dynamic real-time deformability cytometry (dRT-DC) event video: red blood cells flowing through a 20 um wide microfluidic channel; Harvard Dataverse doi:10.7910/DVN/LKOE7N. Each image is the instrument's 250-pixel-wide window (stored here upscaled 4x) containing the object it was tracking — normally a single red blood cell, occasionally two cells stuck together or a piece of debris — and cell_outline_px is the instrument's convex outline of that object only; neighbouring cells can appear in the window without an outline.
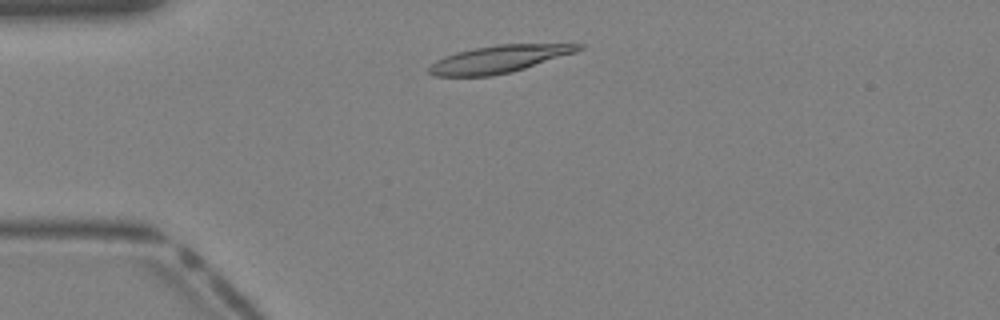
{"species": "Egyptian fruit bat (a non-hibernating species)", "species_latin": "Rousettus aegyptiacus", "temperature_condition": "warm", "stored_images_in_passage": 34, "camera_frame_rate_fps": 3000, "um_per_image_px": 0.085, "animal": {"sex": "female"}, "frame": {"image": 1, "passage_image": 4, "time_ms": 1.0, "image_size_px": [1000, 320], "cell_outline_px": [[584, 48], [576, 52], [512, 72], [492, 76], [432, 76], [428, 72], [428, 68], [436, 60], [444, 56], [456, 52], [476, 48], [500, 44], [584, 44]], "centroid_in_image_um": [42.4, 5.03], "position_along_channel_um": 42.6, "area_um2": 23.7}}
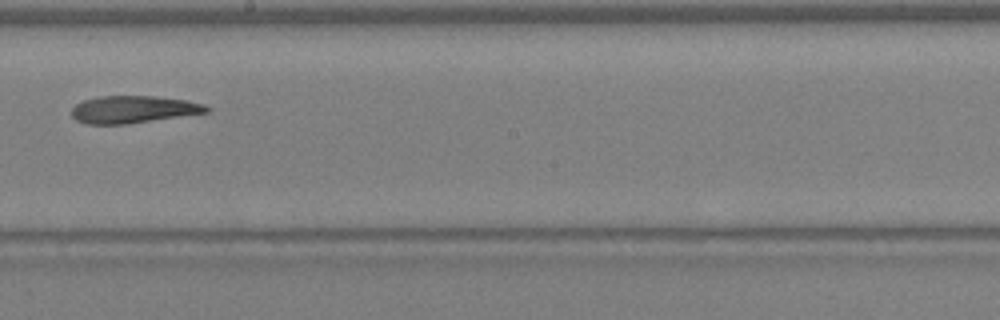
{"frame": {"image": 2, "passage_image": 17, "time_ms": 5.333, "image_size_px": [1000, 320], "cell_outline_px": [[212, 108], [208, 112], [124, 124], [84, 124], [76, 120], [72, 116], [72, 108], [76, 104], [84, 100], [100, 96], [156, 96], [184, 100], [204, 104]], "centroid_in_image_um": [11.31, 9.3], "position_along_channel_um": 236.9, "area_um2": 21.27}}
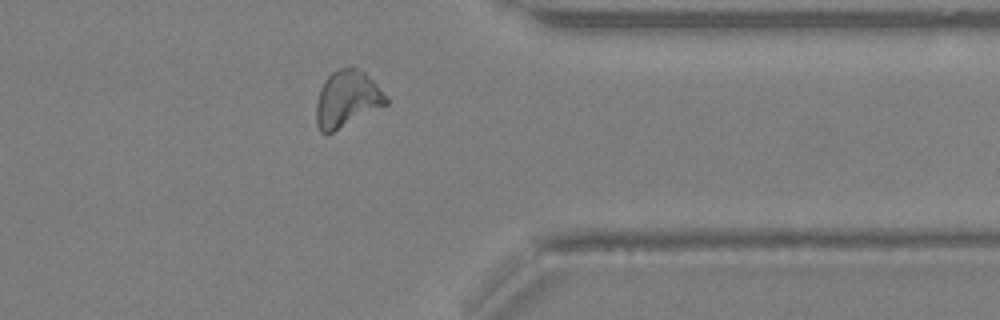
{"frame": {"image": 3, "passage_image": 26, "time_ms": 8.333, "image_size_px": [1000, 320], "cell_outline_px": [[388, 104], [332, 132], [320, 132], [316, 124], [316, 104], [320, 88], [324, 80], [332, 72], [348, 64], [352, 64], [364, 72], [388, 96]], "centroid_in_image_um": [29.49, 8.37], "position_along_channel_um": 381.9, "area_um2": 23.12}}